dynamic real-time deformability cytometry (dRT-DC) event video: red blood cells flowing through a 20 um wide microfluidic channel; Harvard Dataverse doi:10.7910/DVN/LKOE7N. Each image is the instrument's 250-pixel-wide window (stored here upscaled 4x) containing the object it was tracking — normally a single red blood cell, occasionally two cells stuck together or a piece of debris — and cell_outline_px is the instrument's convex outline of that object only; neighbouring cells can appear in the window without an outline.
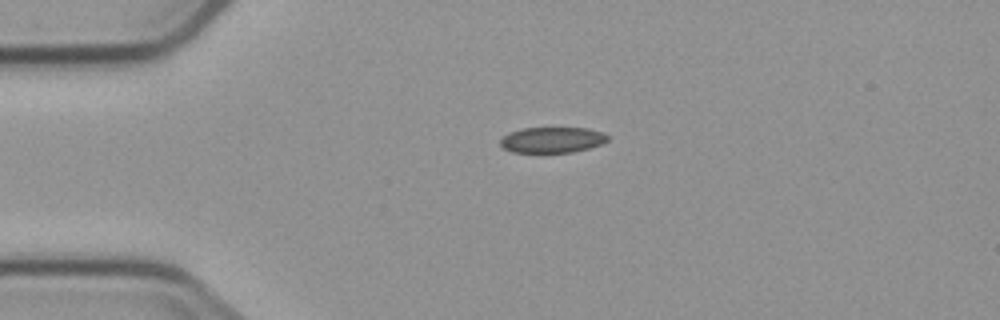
{"species": "common noctule bat (a hibernating species)", "species_latin": "Nyctalus noctula", "temperature_condition": "cold", "stored_images_in_passage": 2, "camera_frame_rate_fps": 3000, "um_per_image_px": 0.085, "animal": {"sex": "male", "body_mass_g": 23.1, "forearm_length_mm": 52.7}, "frame": {"image": 1, "passage_image": 1, "time_ms": 0.0, "image_size_px": [1000, 320], "cell_outline_px": [[608, 140], [600, 144], [588, 148], [572, 152], [512, 152], [504, 148], [500, 144], [500, 140], [508, 132], [524, 128], [588, 128], [600, 132], [608, 136]], "centroid_in_image_um": [46.91, 11.88], "position_along_channel_um": 38.1, "area_um2": 15.9}}